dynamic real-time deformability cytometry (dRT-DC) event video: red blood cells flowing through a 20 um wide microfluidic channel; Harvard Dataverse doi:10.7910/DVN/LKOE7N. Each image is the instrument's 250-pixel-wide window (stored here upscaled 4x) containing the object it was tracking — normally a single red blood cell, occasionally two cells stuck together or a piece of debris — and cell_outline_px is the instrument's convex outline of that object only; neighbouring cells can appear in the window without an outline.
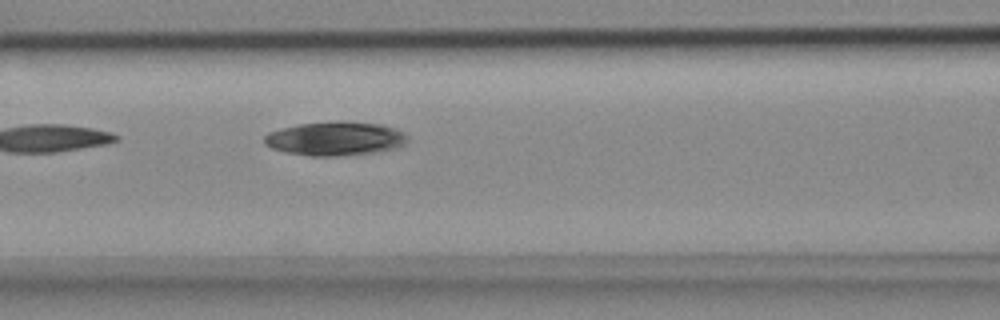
{"species": "common noctule bat (a hibernating species)", "species_latin": "Nyctalus noctula", "temperature_condition": "cold", "stored_images_in_passage": 4, "camera_frame_rate_fps": 3000, "um_per_image_px": 0.085, "animal": {"sex": "female", "body_mass_g": 18.4}, "frame": {"image": 1, "passage_image": 4, "time_ms": 1.0, "image_size_px": [1000, 320], "cell_outline_px": [[408, 140], [404, 144], [396, 148], [376, 152], [336, 156], [312, 156], [284, 152], [272, 148], [264, 144], [264, 136], [268, 132], [300, 124], [340, 120], [380, 124], [404, 132], [408, 136]], "centroid_in_image_um": [28.49, 11.78], "position_along_channel_um": 138.1, "area_um2": 28.32}}